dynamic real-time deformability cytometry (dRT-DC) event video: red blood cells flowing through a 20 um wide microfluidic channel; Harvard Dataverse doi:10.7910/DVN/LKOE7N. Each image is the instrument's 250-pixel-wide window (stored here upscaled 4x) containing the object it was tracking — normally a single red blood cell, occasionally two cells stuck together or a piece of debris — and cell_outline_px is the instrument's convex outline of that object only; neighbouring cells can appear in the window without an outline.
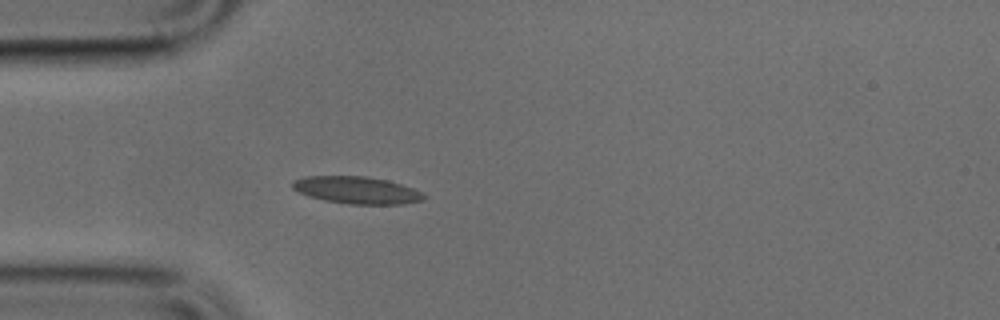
{"species": "common noctule bat (a hibernating species)", "species_latin": "Nyctalus noctula", "temperature_condition": "cold", "stored_images_in_passage": 49, "camera_frame_rate_fps": 3000, "um_per_image_px": 0.085, "animal": {"sex": "male", "body_mass_g": 17.9, "forearm_length_mm": 54.2}, "frame": {"image": 1, "passage_image": 13, "time_ms": 4.0, "image_size_px": [1000, 320], "cell_outline_px": [[428, 196], [424, 200], [404, 204], [348, 204], [324, 200], [308, 196], [292, 188], [292, 180], [304, 176], [364, 176], [388, 180], [412, 188]], "centroid_in_image_um": [30.32, 16.16], "position_along_channel_um": 54.7, "area_um2": 20.87}}
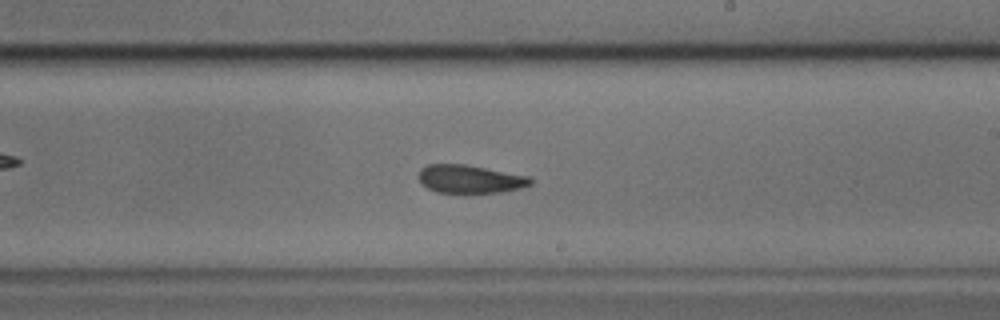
{"frame": {"image": 2, "passage_image": 28, "time_ms": 9.0, "image_size_px": [1000, 320], "cell_outline_px": [[532, 184], [520, 188], [500, 192], [436, 192], [428, 188], [420, 180], [420, 168], [428, 164], [464, 164], [532, 176]], "centroid_in_image_um": [39.99, 15.2], "position_along_channel_um": 249.0, "area_um2": 18.21}}
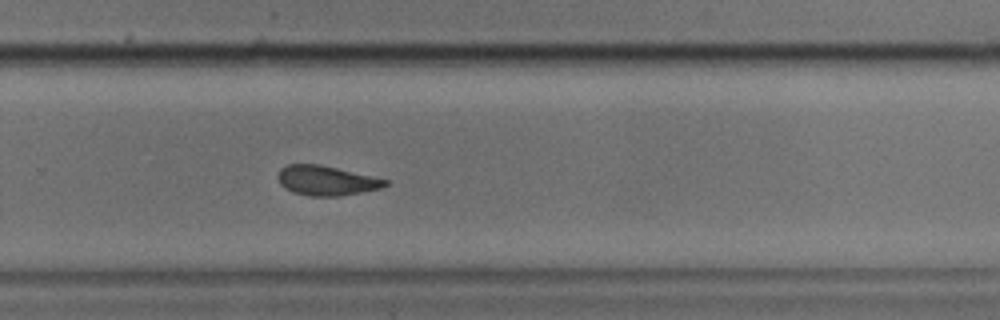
{"frame": {"image": 3, "passage_image": 32, "time_ms": 10.333, "image_size_px": [1000, 320], "cell_outline_px": [[388, 184], [380, 188], [360, 192], [336, 196], [312, 196], [292, 192], [284, 188], [280, 184], [276, 176], [280, 168], [288, 164], [320, 164], [388, 180]], "centroid_in_image_um": [27.67, 15.34], "position_along_channel_um": 302.1, "area_um2": 18.44}}